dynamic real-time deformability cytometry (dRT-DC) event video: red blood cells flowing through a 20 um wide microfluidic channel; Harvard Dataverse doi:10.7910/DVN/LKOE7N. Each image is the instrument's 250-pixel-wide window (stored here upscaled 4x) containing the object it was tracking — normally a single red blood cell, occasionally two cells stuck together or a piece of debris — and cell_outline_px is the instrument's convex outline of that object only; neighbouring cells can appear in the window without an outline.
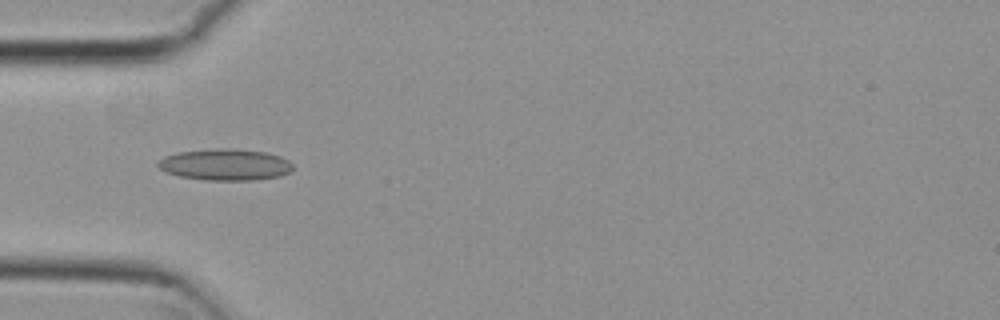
{"species": "common noctule bat (a hibernating species)", "species_latin": "Nyctalus noctula", "temperature_condition": "cold", "stored_images_in_passage": 7, "camera_frame_rate_fps": 3000, "um_per_image_px": 0.085, "animal": {"sex": "female", "body_mass_g": 29.2, "forearm_length_mm": 56.3}, "frame": {"image": 1, "passage_image": 3, "time_ms": 0.667, "image_size_px": [1000, 320], "cell_outline_px": [[292, 172], [280, 176], [252, 180], [208, 180], [180, 176], [164, 172], [156, 164], [164, 156], [180, 152], [216, 148], [228, 148], [264, 152], [280, 156], [288, 160], [292, 164]], "centroid_in_image_um": [19.15, 13.99], "position_along_channel_um": 65.8, "area_um2": 24.62}}
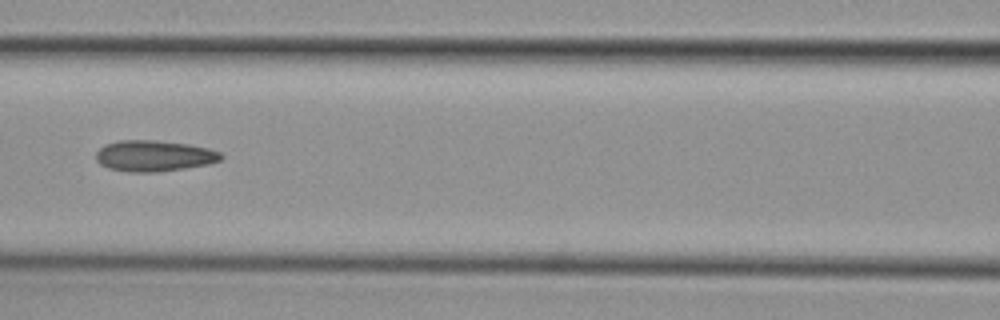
{"frame": {"image": 2, "passage_image": 5, "time_ms": 1.333, "image_size_px": [1000, 320], "cell_outline_px": [[224, 156], [220, 160], [208, 164], [184, 168], [156, 172], [128, 172], [108, 168], [100, 164], [96, 160], [96, 152], [104, 144], [120, 140], [156, 140], [188, 144], [208, 148], [220, 152]], "centroid_in_image_um": [13.07, 13.24], "position_along_channel_um": 153.5, "area_um2": 22.66}}
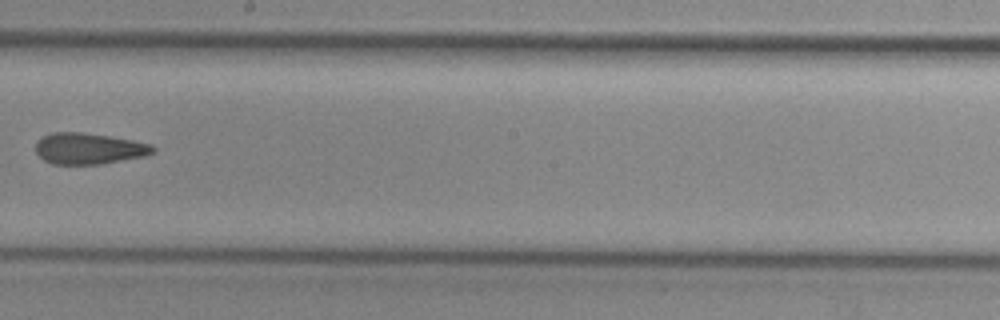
{"frame": {"image": 3, "passage_image": 7, "time_ms": 2.0, "image_size_px": [1000, 320], "cell_outline_px": [[156, 152], [144, 156], [100, 164], [52, 164], [44, 160], [36, 152], [36, 144], [44, 136], [52, 132], [84, 132], [132, 140], [148, 144], [156, 148]], "centroid_in_image_um": [7.55, 12.63], "position_along_channel_um": 240.6, "area_um2": 21.1}}